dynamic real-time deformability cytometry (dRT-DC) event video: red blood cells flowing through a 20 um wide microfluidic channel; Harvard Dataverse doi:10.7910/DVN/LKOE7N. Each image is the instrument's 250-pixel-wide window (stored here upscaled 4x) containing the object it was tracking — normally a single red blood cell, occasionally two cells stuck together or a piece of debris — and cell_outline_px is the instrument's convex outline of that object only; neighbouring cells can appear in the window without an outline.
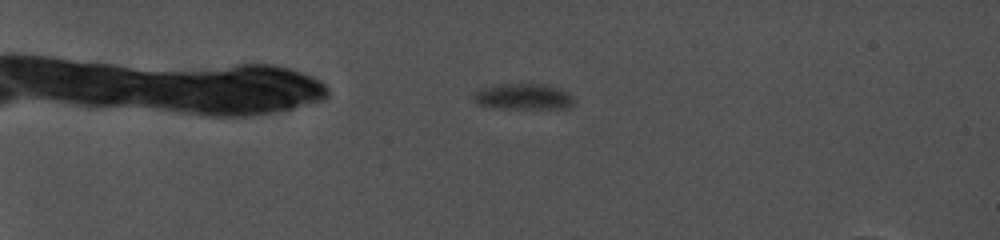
{"species": "common noctule bat (a hibernating species)", "species_latin": "Nyctalus noctula", "temperature_condition": "cold", "stored_images_in_passage": 25, "camera_frame_rate_fps": 5000, "um_per_image_px": 0.085, "animal": {"sex": "female", "body_mass_g": 19.0, "forearm_length_mm": 56.7}, "frame": {"image": 1, "passage_image": 21, "time_ms": 4.8, "image_size_px": [1000, 240], "cell_outline_px": [[576, 104], [568, 108], [492, 108], [476, 104], [472, 100], [472, 96], [476, 92], [484, 88], [496, 84], [548, 84], [568, 92], [576, 100]], "centroid_in_image_um": [44.51, 8.22], "position_along_channel_um": 40.5, "area_um2": 15.43}}